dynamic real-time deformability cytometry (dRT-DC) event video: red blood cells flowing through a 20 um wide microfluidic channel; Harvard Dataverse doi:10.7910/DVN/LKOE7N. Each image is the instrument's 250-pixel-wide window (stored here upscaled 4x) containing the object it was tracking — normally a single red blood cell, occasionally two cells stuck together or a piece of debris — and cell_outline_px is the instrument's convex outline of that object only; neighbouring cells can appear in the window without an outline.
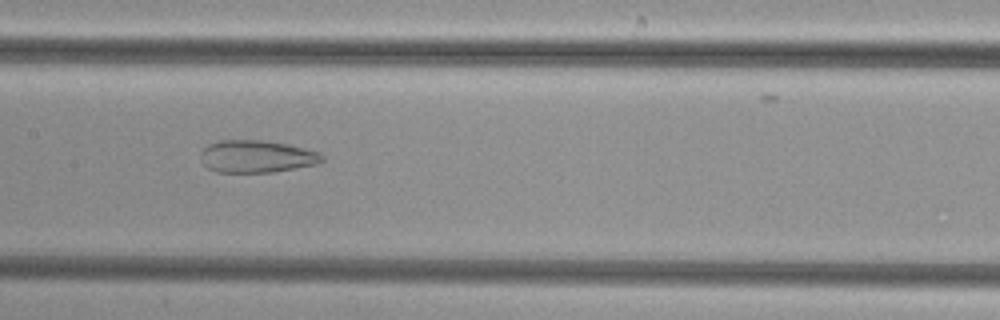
{"species": "common noctule bat (a hibernating species)", "species_latin": "Nyctalus noctula", "temperature_condition": "cold", "stored_images_in_passage": 39, "camera_frame_rate_fps": 3000, "um_per_image_px": 0.085, "animal": {"sex": "female", "body_mass_g": 29.2, "forearm_length_mm": 56.3}, "frame": {"image": 1, "passage_image": 18, "time_ms": 5.667, "image_size_px": [1000, 320], "cell_outline_px": [[324, 160], [316, 164], [272, 172], [216, 172], [208, 168], [204, 164], [200, 152], [208, 144], [220, 140], [260, 140], [288, 144], [320, 152], [324, 156]], "centroid_in_image_um": [21.82, 13.29], "position_along_channel_um": 185.6, "area_um2": 22.83}}
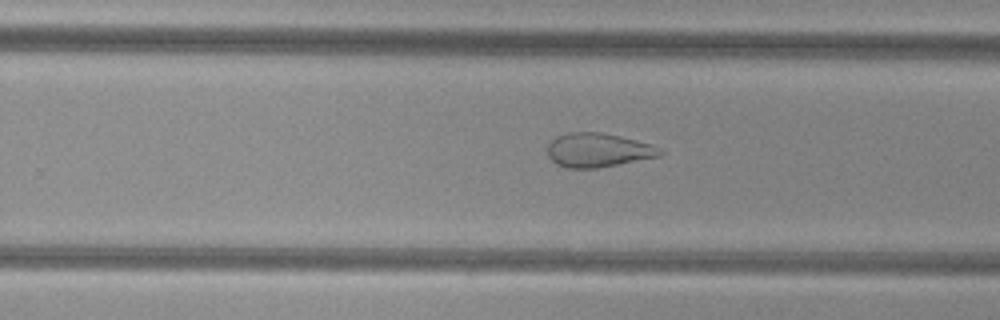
{"frame": {"image": 2, "passage_image": 25, "time_ms": 8.0, "image_size_px": [1000, 320], "cell_outline_px": [[664, 152], [660, 156], [596, 168], [568, 168], [556, 164], [548, 156], [548, 144], [556, 136], [568, 132], [600, 132], [620, 136], [652, 144], [660, 148]], "centroid_in_image_um": [50.83, 12.75], "position_along_channel_um": 279.0, "area_um2": 22.25}}
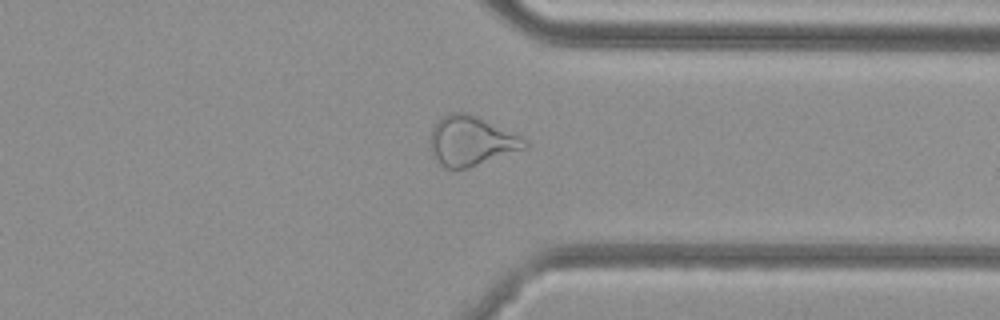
{"frame": {"image": 3, "passage_image": 32, "time_ms": 10.333, "image_size_px": [1000, 320], "cell_outline_px": [[528, 148], [468, 168], [444, 168], [432, 156], [432, 128], [440, 116], [448, 112], [468, 112], [480, 116], [528, 140]], "centroid_in_image_um": [40.08, 11.96], "position_along_channel_um": 371.3, "area_um2": 27.57}}